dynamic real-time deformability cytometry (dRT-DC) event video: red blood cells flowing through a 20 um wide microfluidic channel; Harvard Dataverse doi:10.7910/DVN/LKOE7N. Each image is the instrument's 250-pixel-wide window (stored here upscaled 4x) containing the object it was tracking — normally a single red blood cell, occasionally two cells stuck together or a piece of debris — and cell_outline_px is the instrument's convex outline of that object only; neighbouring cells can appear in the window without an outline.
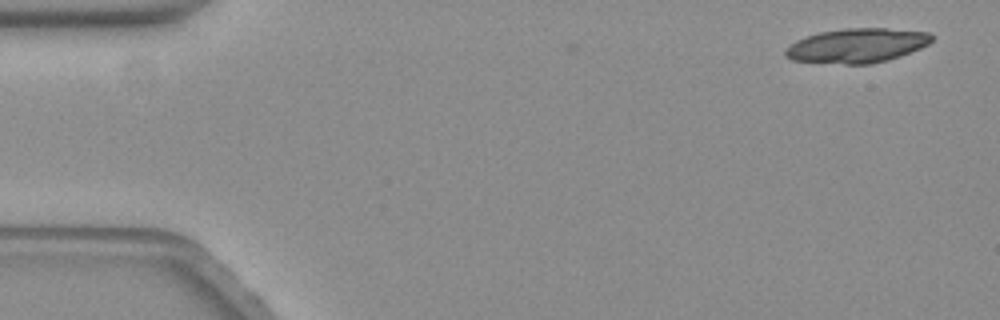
{"species": "common noctule bat (a hibernating species)", "species_latin": "Nyctalus noctula", "temperature_condition": "warm", "stored_images_in_passage": 4, "camera_frame_rate_fps": 3000, "um_per_image_px": 0.085, "animal": {"sex": "female", "body_mass_g": 19.3, "forearm_length_mm": 54.1}, "frame": {"image": 1, "passage_image": 1, "time_ms": 0.0, "image_size_px": [1000, 320], "cell_outline_px": [[936, 36], [928, 44], [920, 48], [884, 60], [868, 64], [844, 64], [792, 60], [784, 56], [784, 48], [796, 40], [804, 36], [820, 32], [844, 28], [884, 28], [932, 32]], "centroid_in_image_um": [72.81, 3.85], "position_along_channel_um": 12.2, "area_um2": 29.3}}